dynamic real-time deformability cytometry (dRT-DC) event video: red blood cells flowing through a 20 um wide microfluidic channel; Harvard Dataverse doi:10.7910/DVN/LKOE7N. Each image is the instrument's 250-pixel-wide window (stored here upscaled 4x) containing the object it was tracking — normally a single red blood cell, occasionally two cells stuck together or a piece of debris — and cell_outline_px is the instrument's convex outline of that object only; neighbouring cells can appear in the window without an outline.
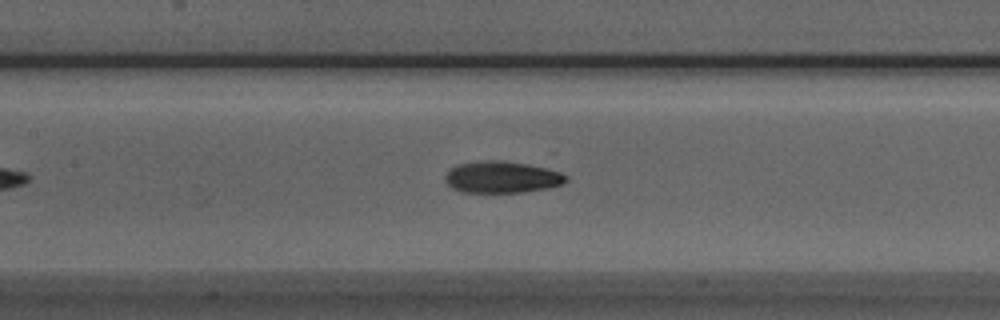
{"species": "Egyptian fruit bat (a non-hibernating species)", "species_latin": "Rousettus aegyptiacus", "temperature_condition": "room temperature", "stored_images_in_passage": 43, "camera_frame_rate_fps": 3000, "um_per_image_px": 0.085, "animal": {"sex": "male"}, "frame": {"image": 1, "passage_image": 15, "time_ms": 4.667, "image_size_px": [1000, 320], "cell_outline_px": [[568, 180], [564, 184], [548, 188], [524, 192], [460, 192], [452, 188], [444, 180], [444, 176], [456, 164], [484, 160], [504, 160], [528, 164], [560, 172], [568, 176]], "centroid_in_image_um": [42.66, 15.05], "position_along_channel_um": 164.7, "area_um2": 22.48}}
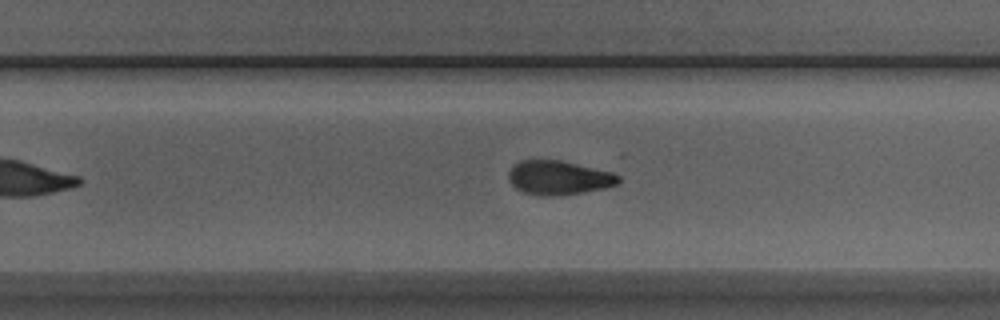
{"frame": {"image": 2, "passage_image": 24, "time_ms": 7.667, "image_size_px": [1000, 320], "cell_outline_px": [[620, 180], [616, 184], [604, 188], [584, 192], [560, 196], [540, 196], [524, 192], [516, 188], [508, 180], [508, 172], [520, 160], [560, 160], [612, 172], [620, 176]], "centroid_in_image_um": [47.48, 15.12], "position_along_channel_um": 282.3, "area_um2": 21.79}}
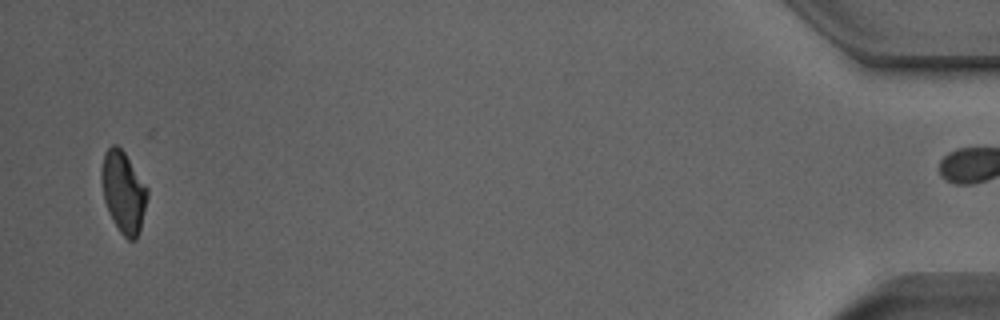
{"frame": {"image": 3, "passage_image": 42, "time_ms": 13.667, "image_size_px": [1000, 320], "cell_outline_px": [[148, 196], [140, 232], [136, 240], [128, 240], [120, 232], [112, 220], [104, 200], [100, 176], [100, 168], [104, 152], [112, 144], [116, 144], [124, 152], [148, 188]], "centroid_in_image_um": [10.48, 16.32], "position_along_channel_um": 424.7, "area_um2": 21.96}, "authors_computed_cell_mechanics": {"area_um2": 22.1374, "velocity_mm_per_s": 3.9381, "shape_relaxation_time_tau1_ms": 3.6194, "shape_relaxation_time_tau2_ms": 10.6913, "deformation_change_tau1": 0.1438, "deformation_change_tau2": 0.147}}